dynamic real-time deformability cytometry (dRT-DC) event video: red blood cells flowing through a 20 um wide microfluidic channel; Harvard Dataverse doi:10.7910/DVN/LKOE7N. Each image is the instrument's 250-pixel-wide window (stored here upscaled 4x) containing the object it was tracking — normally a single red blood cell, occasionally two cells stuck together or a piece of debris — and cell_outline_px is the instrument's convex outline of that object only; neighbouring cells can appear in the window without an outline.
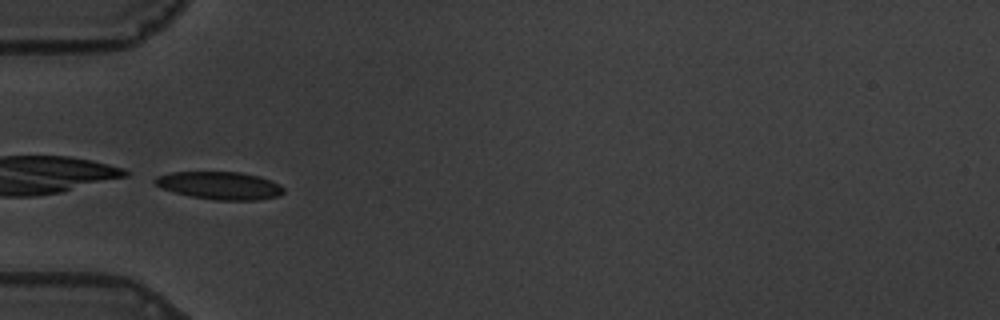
{"species": "common noctule bat (a hibernating species)", "species_latin": "Nyctalus noctula", "temperature_condition": "warm", "stored_images_in_passage": 39, "camera_frame_rate_fps": 3000, "um_per_image_px": 0.085, "animal": {"sex": "male", "body_mass_g": 19.5, "forearm_length_mm": 54.6}, "frame": {"image": 1, "passage_image": 1, "time_ms": 0.0, "image_size_px": [1000, 320], "cell_outline_px": [[284, 192], [280, 196], [256, 200], [216, 200], [192, 196], [176, 192], [164, 188], [156, 184], [152, 180], [156, 176], [172, 172], [240, 172], [260, 176], [272, 180], [280, 184], [284, 188]], "centroid_in_image_um": [18.74, 15.76], "position_along_channel_um": 66.3, "area_um2": 20.75}}
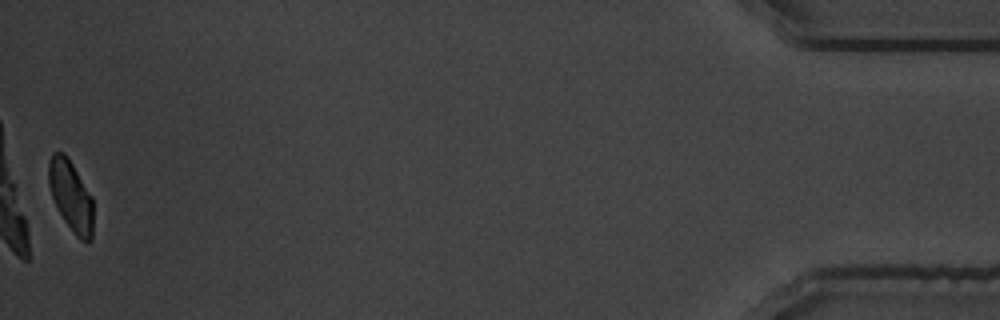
{"frame": {"image": 2, "passage_image": 39, "time_ms": 12.667, "image_size_px": [1000, 320], "cell_outline_px": [[92, 240], [80, 240], [76, 236], [64, 220], [52, 196], [48, 184], [48, 164], [52, 152], [64, 152], [72, 164], [92, 196]], "centroid_in_image_um": [6.01, 16.62], "position_along_channel_um": 429.2, "area_um2": 18.09}, "authors_computed_cell_mechanics": {"area_um2": 20.7502, "velocity_mm_per_s": 3.555, "shape_relaxation_time_tau1_ms": 3.612, "shape_relaxation_time_tau2_ms": 1.8433, "deformation_change_tau1": 0.1178, "deformation_change_tau2": 0.0733}}